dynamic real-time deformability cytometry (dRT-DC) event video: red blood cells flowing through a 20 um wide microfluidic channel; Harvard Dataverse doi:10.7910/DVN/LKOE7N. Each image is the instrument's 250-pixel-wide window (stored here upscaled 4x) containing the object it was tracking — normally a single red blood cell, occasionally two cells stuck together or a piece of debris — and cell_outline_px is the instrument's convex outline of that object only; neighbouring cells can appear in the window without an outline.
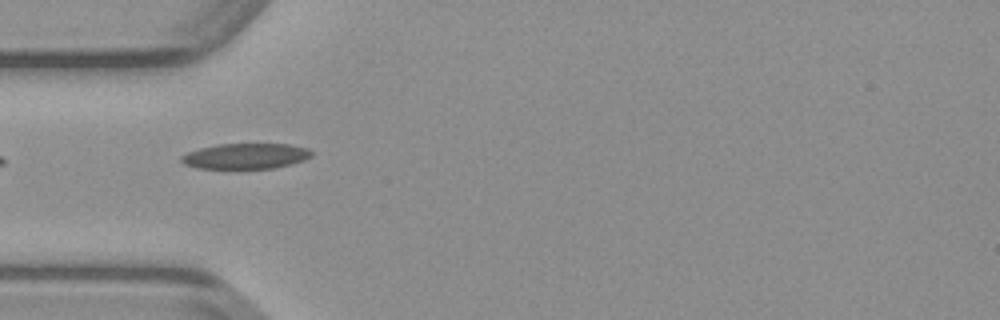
{"species": "common noctule bat (a hibernating species)", "species_latin": "Nyctalus noctula", "temperature_condition": "warm", "stored_images_in_passage": 19, "camera_frame_rate_fps": 3000, "um_per_image_px": 0.085, "animal": {"sex": "male", "body_mass_g": 23.1, "forearm_length_mm": 52.7}, "frame": {"image": 1, "passage_image": 1, "time_ms": 0.0, "image_size_px": [1000, 320], "cell_outline_px": [[312, 156], [304, 160], [292, 164], [272, 168], [240, 172], [236, 172], [196, 168], [184, 164], [180, 160], [180, 156], [188, 152], [200, 148], [216, 144], [288, 144], [308, 148], [312, 152]], "centroid_in_image_um": [20.83, 13.33], "position_along_channel_um": 64.2, "area_um2": 20.52}}
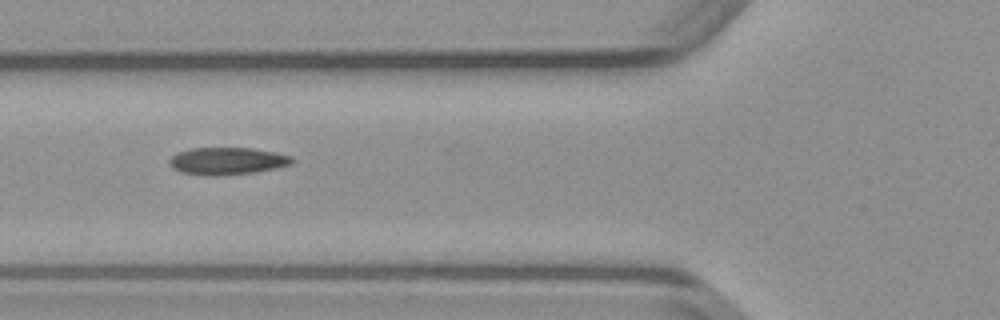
{"frame": {"image": 2, "passage_image": 4, "time_ms": 1.0, "image_size_px": [1000, 320], "cell_outline_px": [[296, 160], [292, 164], [276, 168], [256, 172], [224, 176], [208, 176], [180, 172], [172, 168], [168, 164], [168, 160], [176, 152], [188, 148], [252, 148], [276, 152], [292, 156]], "centroid_in_image_um": [19.3, 13.69], "position_along_channel_um": 106.5, "area_um2": 20.0}}